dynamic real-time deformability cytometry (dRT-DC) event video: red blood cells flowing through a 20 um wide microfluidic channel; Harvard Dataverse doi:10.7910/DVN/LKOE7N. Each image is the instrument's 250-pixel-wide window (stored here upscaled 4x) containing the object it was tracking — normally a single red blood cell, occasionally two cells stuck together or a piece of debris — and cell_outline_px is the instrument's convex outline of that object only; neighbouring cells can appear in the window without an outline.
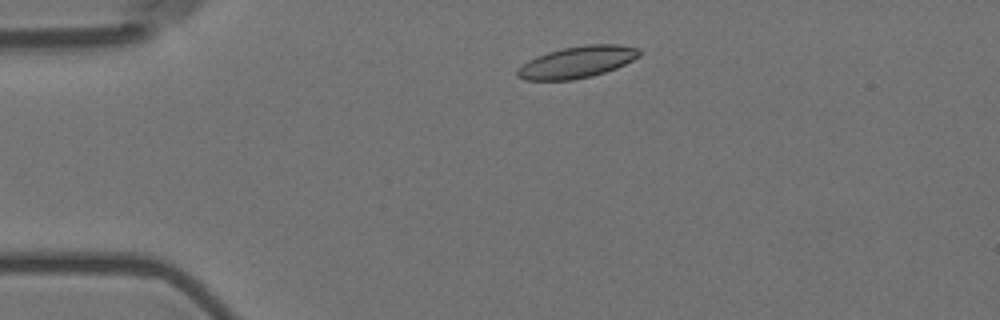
{"species": "Egyptian fruit bat (a non-hibernating species)", "species_latin": "Rousettus aegyptiacus", "temperature_condition": "room temperature", "stored_images_in_passage": 3, "camera_frame_rate_fps": 3000, "um_per_image_px": 0.085, "animal": {"sex": "female"}, "frame": {"image": 1, "passage_image": 2, "time_ms": 0.333, "image_size_px": [1000, 320], "cell_outline_px": [[640, 56], [616, 68], [592, 76], [572, 80], [524, 80], [516, 76], [516, 72], [528, 60], [536, 56], [548, 52], [564, 48], [584, 44], [620, 44], [640, 48]], "centroid_in_image_um": [49.07, 5.27], "position_along_channel_um": 35.9, "area_um2": 22.48}}